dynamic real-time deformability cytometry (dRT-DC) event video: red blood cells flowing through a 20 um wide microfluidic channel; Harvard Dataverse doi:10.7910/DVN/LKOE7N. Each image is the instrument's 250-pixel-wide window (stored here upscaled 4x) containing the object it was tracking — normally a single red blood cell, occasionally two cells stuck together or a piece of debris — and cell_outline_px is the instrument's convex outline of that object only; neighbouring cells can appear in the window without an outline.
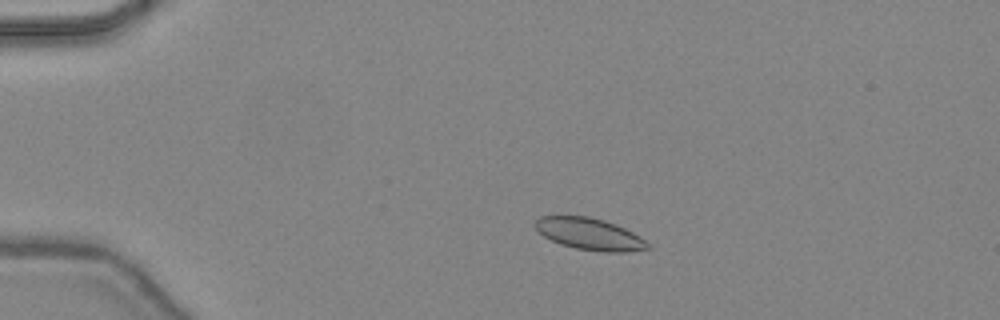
{"species": "common noctule bat (a hibernating species)", "species_latin": "Nyctalus noctula", "temperature_condition": "warm", "stored_images_in_passage": 46, "camera_frame_rate_fps": 3000, "um_per_image_px": 0.085, "animal": {"sex": "female", "body_mass_g": 24.6, "forearm_length_mm": 56.2}, "frame": {"image": 1, "passage_image": 9, "time_ms": 2.667, "image_size_px": [1000, 320], "cell_outline_px": [[652, 248], [628, 252], [600, 252], [576, 248], [560, 244], [544, 236], [532, 224], [540, 216], [588, 216], [604, 220], [616, 224], [640, 236], [652, 244]], "centroid_in_image_um": [50.16, 19.9], "position_along_channel_um": 34.8, "area_um2": 21.04}}
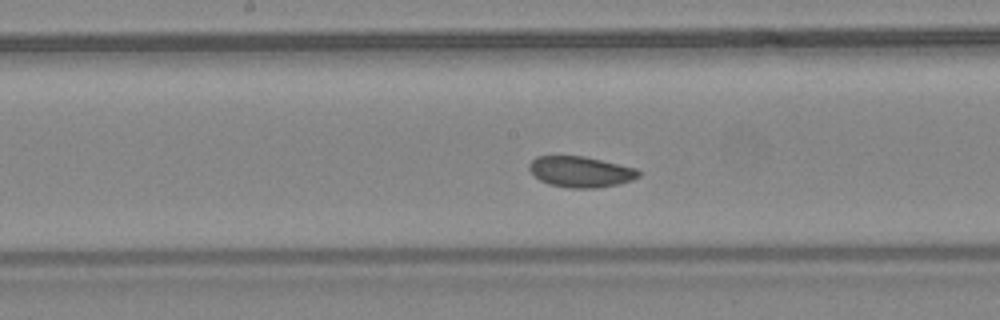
{"frame": {"image": 2, "passage_image": 24, "time_ms": 7.667, "image_size_px": [1000, 320], "cell_outline_px": [[640, 176], [632, 180], [616, 184], [596, 188], [568, 188], [548, 184], [540, 180], [528, 168], [528, 164], [536, 156], [584, 156], [636, 168], [640, 172]], "centroid_in_image_um": [49.34, 14.6], "position_along_channel_um": 198.9, "area_um2": 19.59}}
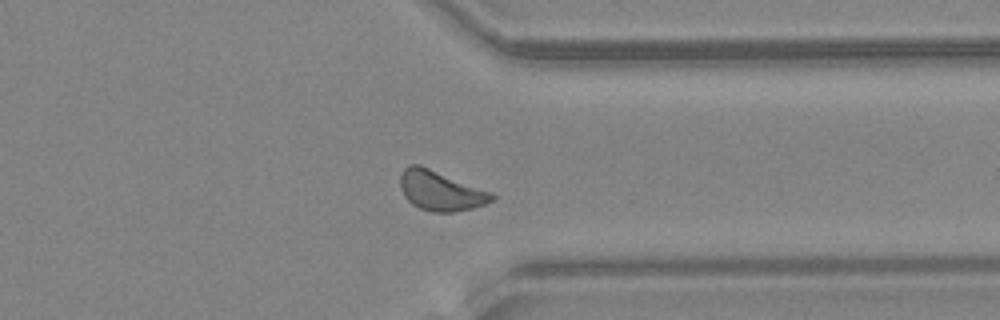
{"frame": {"image": 3, "passage_image": 36, "time_ms": 11.667, "image_size_px": [1000, 320], "cell_outline_px": [[496, 200], [472, 208], [452, 212], [432, 212], [420, 208], [412, 204], [404, 196], [400, 188], [400, 172], [408, 164], [420, 164], [492, 192], [496, 196]], "centroid_in_image_um": [37.44, 16.19], "position_along_channel_um": 374.0, "area_um2": 21.44}, "authors_computed_cell_mechanics": {"area_um2": 20.5479, "velocity_mm_per_s": 4.412, "shape_relaxation_time_tau1_ms": 1.6187, "shape_relaxation_time_tau2_ms": null, "deformation_change_tau1": 0.0461, "deformation_change_tau2": null}}